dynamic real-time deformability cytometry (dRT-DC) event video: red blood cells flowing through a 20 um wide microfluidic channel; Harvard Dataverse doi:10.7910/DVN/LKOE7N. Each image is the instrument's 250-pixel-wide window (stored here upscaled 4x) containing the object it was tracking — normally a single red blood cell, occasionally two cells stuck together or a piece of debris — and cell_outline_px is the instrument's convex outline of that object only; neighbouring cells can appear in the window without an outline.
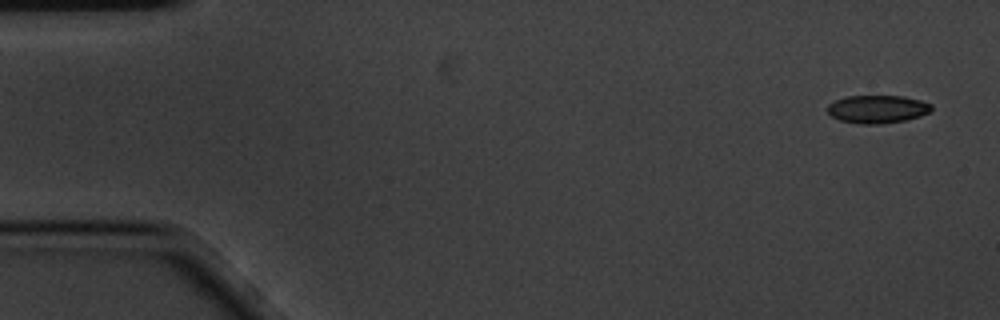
{"species": "common noctule bat (a hibernating species)", "species_latin": "Nyctalus noctula", "temperature_condition": "cold", "stored_images_in_passage": 6, "segment_of_instrument_passage": [1, 2], "camera_frame_rate_fps": 3000, "um_per_image_px": 0.085, "animal": {"sex": "male", "body_mass_g": 20.1, "forearm_length_mm": 53.5}, "frame": {"image": 1, "passage_image": 1, "time_ms": 0.0, "image_size_px": [1000, 320], "cell_outline_px": [[932, 108], [928, 112], [920, 116], [904, 120], [880, 124], [860, 124], [840, 120], [832, 116], [828, 112], [828, 104], [836, 100], [848, 96], [904, 96], [920, 100], [932, 104]], "centroid_in_image_um": [74.58, 9.27], "position_along_channel_um": 10.4, "area_um2": 16.82}}
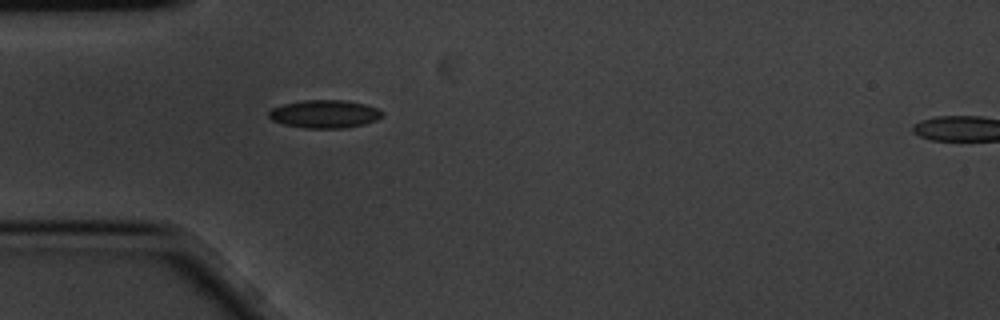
{"frame": {"image": 2, "passage_image": 5, "time_ms": 1.333, "image_size_px": [1000, 320], "cell_outline_px": [[384, 116], [376, 120], [364, 124], [344, 128], [304, 128], [284, 124], [272, 120], [268, 116], [268, 112], [272, 108], [284, 104], [304, 100], [344, 100], [364, 104], [376, 108], [384, 112]], "centroid_in_image_um": [27.6, 9.69], "position_along_channel_um": 57.4, "area_um2": 18.5}}